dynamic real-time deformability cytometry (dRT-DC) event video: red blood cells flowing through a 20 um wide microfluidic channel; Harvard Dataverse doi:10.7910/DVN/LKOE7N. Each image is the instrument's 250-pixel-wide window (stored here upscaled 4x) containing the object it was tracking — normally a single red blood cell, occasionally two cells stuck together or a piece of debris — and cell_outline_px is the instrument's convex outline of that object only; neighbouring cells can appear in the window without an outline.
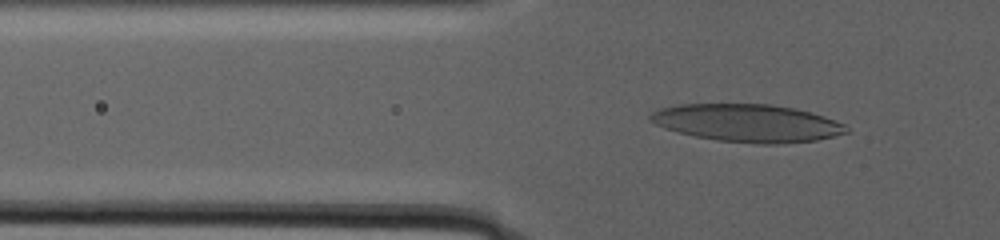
{"species": "human", "species_latin": "Homo sapiens", "temperature_condition": "warm", "stored_images_in_passage": 102, "camera_frame_rate_fps": 3000, "um_per_image_px": 0.085, "donor": {"sex": "male"}, "frame": {"image": 1, "passage_image": 39, "time_ms": 12.667, "image_size_px": [1000, 240], "cell_outline_px": [[848, 132], [816, 140], [780, 144], [756, 144], [716, 140], [696, 136], [664, 128], [648, 120], [648, 116], [652, 112], [660, 108], [680, 104], [772, 104], [796, 108], [824, 116], [844, 124], [848, 128]], "centroid_in_image_um": [63.52, 10.45], "position_along_channel_um": 62.3, "area_um2": 43.06}}
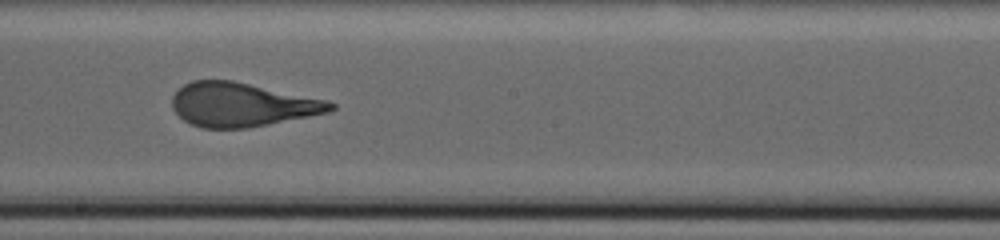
{"frame": {"image": 2, "passage_image": 64, "time_ms": 21.0, "image_size_px": [1000, 240], "cell_outline_px": [[336, 108], [328, 112], [248, 128], [200, 128], [184, 120], [172, 108], [172, 96], [184, 84], [192, 80], [232, 80], [328, 100], [336, 104]], "centroid_in_image_um": [20.55, 8.89], "position_along_channel_um": 227.6, "area_um2": 40.34}}
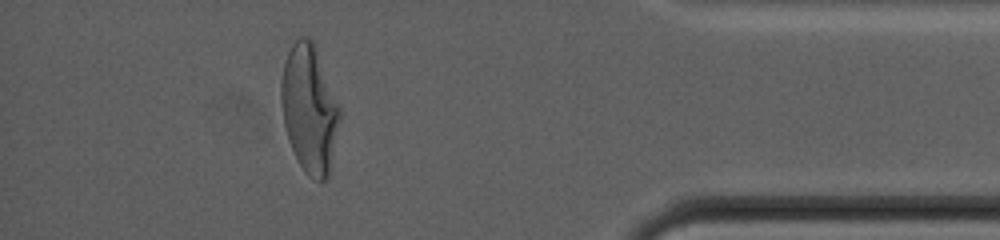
{"frame": {"image": 3, "passage_image": 93, "time_ms": 30.667, "image_size_px": [1000, 240], "cell_outline_px": [[344, 112], [328, 180], [316, 180], [308, 176], [304, 172], [288, 140], [284, 124], [280, 104], [280, 84], [284, 64], [288, 52], [292, 44], [300, 36], [308, 36], [312, 40], [316, 48]], "centroid_in_image_um": [26.35, 9.27], "position_along_channel_um": 408.9, "area_um2": 44.8}, "authors_computed_cell_mechanics": {"area_um2": 42.8009, "velocity_mm_per_s": 2.1867, "shape_relaxation_time_tau1_ms": 10.2335, "shape_relaxation_time_tau2_ms": 1.256, "deformation_change_tau1": 0.2762, "deformation_change_tau2": 0.1013}}